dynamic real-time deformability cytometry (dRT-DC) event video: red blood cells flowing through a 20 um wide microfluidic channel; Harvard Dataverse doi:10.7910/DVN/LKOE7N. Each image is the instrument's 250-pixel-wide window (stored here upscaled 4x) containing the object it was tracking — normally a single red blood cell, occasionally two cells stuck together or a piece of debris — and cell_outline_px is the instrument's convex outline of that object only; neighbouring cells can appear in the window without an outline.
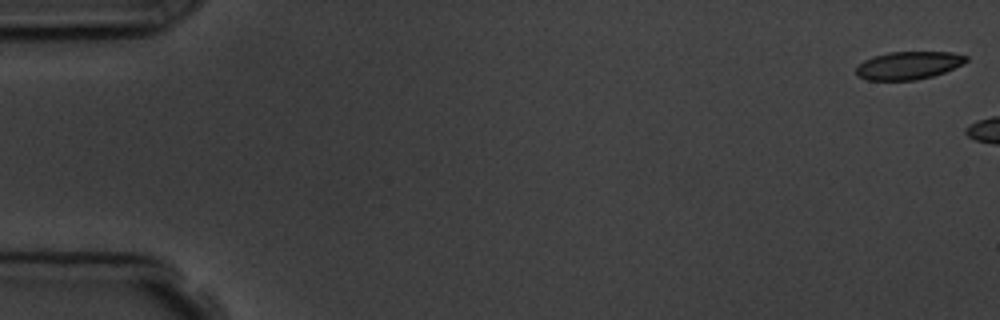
{"species": "common noctule bat (a hibernating species)", "species_latin": "Nyctalus noctula", "temperature_condition": "room temperature", "stored_images_in_passage": 3, "camera_frame_rate_fps": 3000, "um_per_image_px": 0.085, "animal": {"sex": "male", "body_mass_g": 19.5, "forearm_length_mm": 54.6}, "frame": {"image": 1, "passage_image": 1, "time_ms": 0.0, "image_size_px": [1000, 320], "cell_outline_px": [[968, 60], [964, 64], [944, 72], [932, 76], [916, 80], [868, 80], [856, 76], [856, 68], [864, 60], [872, 56], [888, 52], [952, 52], [968, 56]], "centroid_in_image_um": [77.22, 5.55], "position_along_channel_um": 7.8, "area_um2": 17.98}}